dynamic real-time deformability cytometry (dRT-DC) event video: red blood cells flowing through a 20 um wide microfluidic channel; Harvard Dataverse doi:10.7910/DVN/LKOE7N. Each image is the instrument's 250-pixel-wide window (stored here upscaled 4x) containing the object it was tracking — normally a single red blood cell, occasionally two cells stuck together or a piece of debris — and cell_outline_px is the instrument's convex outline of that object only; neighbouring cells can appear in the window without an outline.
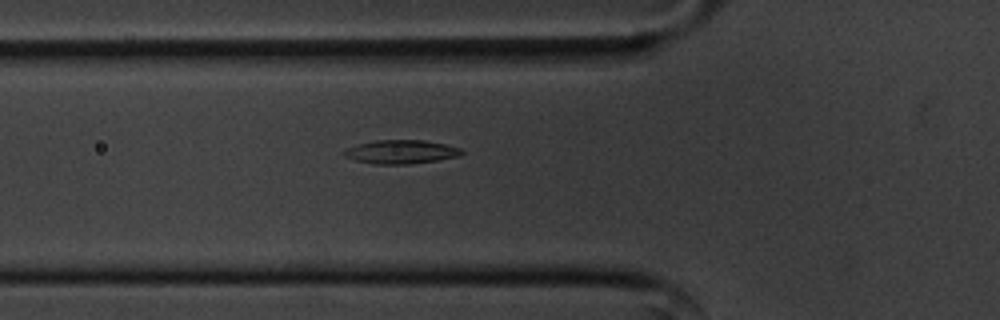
{"species": "common noctule bat (a hibernating species)", "species_latin": "Nyctalus noctula", "temperature_condition": "cold", "stored_images_in_passage": 12, "camera_frame_rate_fps": 3000, "um_per_image_px": 0.085, "animal": {"sex": "male", "body_mass_g": 20.1, "forearm_length_mm": 53.5}, "frame": {"image": 1, "passage_image": 5, "time_ms": 1.333, "image_size_px": [1000, 320], "cell_outline_px": [[464, 152], [460, 156], [436, 160], [408, 164], [372, 164], [356, 160], [344, 156], [340, 152], [344, 148], [356, 144], [376, 140], [424, 140], [444, 144], [460, 148]], "centroid_in_image_um": [34.02, 12.9], "position_along_channel_um": 91.8, "area_um2": 16.36}}
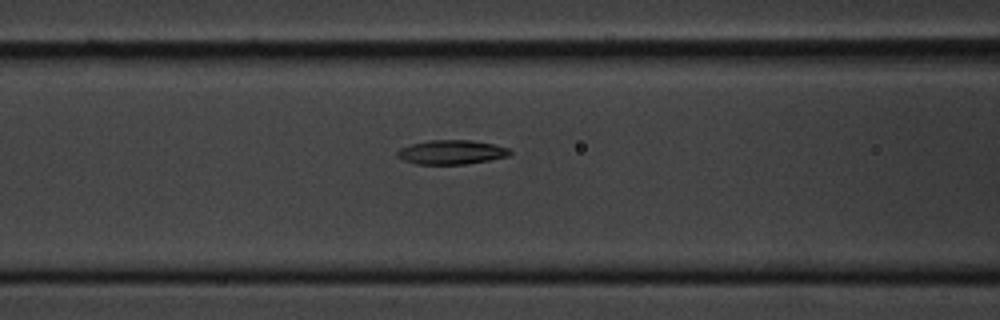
{"frame": {"image": 2, "passage_image": 8, "time_ms": 2.333, "image_size_px": [1000, 320], "cell_outline_px": [[512, 152], [508, 156], [488, 160], [464, 164], [416, 164], [404, 160], [396, 156], [396, 152], [400, 148], [412, 144], [428, 140], [472, 140], [492, 144], [508, 148]], "centroid_in_image_um": [38.35, 12.93], "position_along_channel_um": 128.3, "area_um2": 15.78}}
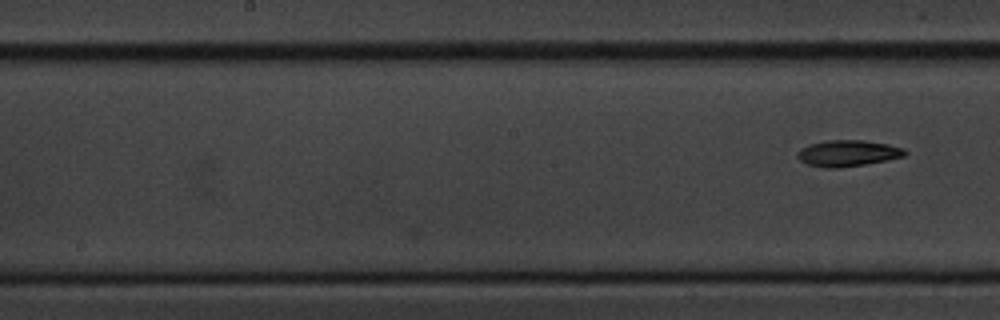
{"frame": {"image": 3, "passage_image": 12, "time_ms": 3.667, "image_size_px": [1000, 320], "cell_outline_px": [[908, 152], [904, 156], [888, 160], [864, 164], [836, 168], [824, 168], [808, 164], [800, 160], [796, 156], [800, 148], [812, 144], [828, 140], [864, 140], [888, 144], [904, 148]], "centroid_in_image_um": [72.08, 13.02], "position_along_channel_um": 176.1, "area_um2": 16.36}}